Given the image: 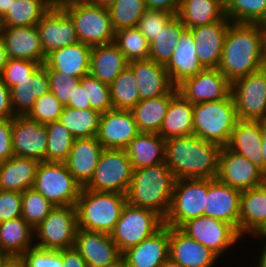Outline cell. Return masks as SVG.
Returning a JSON list of instances; mask_svg holds the SVG:
<instances>
[{"label":"cell","mask_w":266,"mask_h":267,"mask_svg":"<svg viewBox=\"0 0 266 267\" xmlns=\"http://www.w3.org/2000/svg\"><path fill=\"white\" fill-rule=\"evenodd\" d=\"M265 24L231 22L226 33L218 70L232 84L261 70Z\"/></svg>","instance_id":"1"},{"label":"cell","mask_w":266,"mask_h":267,"mask_svg":"<svg viewBox=\"0 0 266 267\" xmlns=\"http://www.w3.org/2000/svg\"><path fill=\"white\" fill-rule=\"evenodd\" d=\"M222 147L192 135L165 140V162L177 179H215Z\"/></svg>","instance_id":"2"},{"label":"cell","mask_w":266,"mask_h":267,"mask_svg":"<svg viewBox=\"0 0 266 267\" xmlns=\"http://www.w3.org/2000/svg\"><path fill=\"white\" fill-rule=\"evenodd\" d=\"M175 181L176 178L166 162L133 169L126 193L127 203L154 211L165 219L171 207Z\"/></svg>","instance_id":"3"},{"label":"cell","mask_w":266,"mask_h":267,"mask_svg":"<svg viewBox=\"0 0 266 267\" xmlns=\"http://www.w3.org/2000/svg\"><path fill=\"white\" fill-rule=\"evenodd\" d=\"M126 202V194L96 192L82 187L75 205L77 227L110 234Z\"/></svg>","instance_id":"4"},{"label":"cell","mask_w":266,"mask_h":267,"mask_svg":"<svg viewBox=\"0 0 266 267\" xmlns=\"http://www.w3.org/2000/svg\"><path fill=\"white\" fill-rule=\"evenodd\" d=\"M238 121L232 94L227 98L193 104V135L226 147Z\"/></svg>","instance_id":"5"},{"label":"cell","mask_w":266,"mask_h":267,"mask_svg":"<svg viewBox=\"0 0 266 267\" xmlns=\"http://www.w3.org/2000/svg\"><path fill=\"white\" fill-rule=\"evenodd\" d=\"M70 17L78 41L91 47L112 43L115 31L107 7L89 0L73 1L60 6Z\"/></svg>","instance_id":"6"},{"label":"cell","mask_w":266,"mask_h":267,"mask_svg":"<svg viewBox=\"0 0 266 267\" xmlns=\"http://www.w3.org/2000/svg\"><path fill=\"white\" fill-rule=\"evenodd\" d=\"M163 226L164 219L158 213L126 202L110 237L123 254L154 235Z\"/></svg>","instance_id":"7"},{"label":"cell","mask_w":266,"mask_h":267,"mask_svg":"<svg viewBox=\"0 0 266 267\" xmlns=\"http://www.w3.org/2000/svg\"><path fill=\"white\" fill-rule=\"evenodd\" d=\"M33 188L54 206H75L82 186L64 162L39 163Z\"/></svg>","instance_id":"8"},{"label":"cell","mask_w":266,"mask_h":267,"mask_svg":"<svg viewBox=\"0 0 266 267\" xmlns=\"http://www.w3.org/2000/svg\"><path fill=\"white\" fill-rule=\"evenodd\" d=\"M75 206H55L34 230V246L48 250L74 247L77 231Z\"/></svg>","instance_id":"9"},{"label":"cell","mask_w":266,"mask_h":267,"mask_svg":"<svg viewBox=\"0 0 266 267\" xmlns=\"http://www.w3.org/2000/svg\"><path fill=\"white\" fill-rule=\"evenodd\" d=\"M132 176L133 167L124 149H104L92 179L84 188L126 194Z\"/></svg>","instance_id":"10"},{"label":"cell","mask_w":266,"mask_h":267,"mask_svg":"<svg viewBox=\"0 0 266 267\" xmlns=\"http://www.w3.org/2000/svg\"><path fill=\"white\" fill-rule=\"evenodd\" d=\"M206 197L207 179H177L164 225L179 228L186 221L204 215Z\"/></svg>","instance_id":"11"},{"label":"cell","mask_w":266,"mask_h":267,"mask_svg":"<svg viewBox=\"0 0 266 267\" xmlns=\"http://www.w3.org/2000/svg\"><path fill=\"white\" fill-rule=\"evenodd\" d=\"M179 229L214 252L221 261L228 250L229 253L236 249L237 243L244 240L231 224L206 215L186 221Z\"/></svg>","instance_id":"12"},{"label":"cell","mask_w":266,"mask_h":267,"mask_svg":"<svg viewBox=\"0 0 266 267\" xmlns=\"http://www.w3.org/2000/svg\"><path fill=\"white\" fill-rule=\"evenodd\" d=\"M238 120L266 119V72L259 70L231 84Z\"/></svg>","instance_id":"13"},{"label":"cell","mask_w":266,"mask_h":267,"mask_svg":"<svg viewBox=\"0 0 266 267\" xmlns=\"http://www.w3.org/2000/svg\"><path fill=\"white\" fill-rule=\"evenodd\" d=\"M217 179L231 188L249 190L266 182V174L249 159L222 147Z\"/></svg>","instance_id":"14"},{"label":"cell","mask_w":266,"mask_h":267,"mask_svg":"<svg viewBox=\"0 0 266 267\" xmlns=\"http://www.w3.org/2000/svg\"><path fill=\"white\" fill-rule=\"evenodd\" d=\"M176 88L191 104L219 101L231 94V83L218 68L204 69L183 80Z\"/></svg>","instance_id":"15"},{"label":"cell","mask_w":266,"mask_h":267,"mask_svg":"<svg viewBox=\"0 0 266 267\" xmlns=\"http://www.w3.org/2000/svg\"><path fill=\"white\" fill-rule=\"evenodd\" d=\"M74 247L85 260L87 267L123 265L122 253L110 234L78 228Z\"/></svg>","instance_id":"16"},{"label":"cell","mask_w":266,"mask_h":267,"mask_svg":"<svg viewBox=\"0 0 266 267\" xmlns=\"http://www.w3.org/2000/svg\"><path fill=\"white\" fill-rule=\"evenodd\" d=\"M12 146L16 157L46 161L47 131L45 124L26 116L12 118Z\"/></svg>","instance_id":"17"},{"label":"cell","mask_w":266,"mask_h":267,"mask_svg":"<svg viewBox=\"0 0 266 267\" xmlns=\"http://www.w3.org/2000/svg\"><path fill=\"white\" fill-rule=\"evenodd\" d=\"M36 27L46 57L55 50L79 42L72 20L60 6H52Z\"/></svg>","instance_id":"18"},{"label":"cell","mask_w":266,"mask_h":267,"mask_svg":"<svg viewBox=\"0 0 266 267\" xmlns=\"http://www.w3.org/2000/svg\"><path fill=\"white\" fill-rule=\"evenodd\" d=\"M138 133L130 110L111 109L101 114L96 137L104 149H125Z\"/></svg>","instance_id":"19"},{"label":"cell","mask_w":266,"mask_h":267,"mask_svg":"<svg viewBox=\"0 0 266 267\" xmlns=\"http://www.w3.org/2000/svg\"><path fill=\"white\" fill-rule=\"evenodd\" d=\"M240 195V190L221 183L217 178L207 179L204 215L231 224L239 234Z\"/></svg>","instance_id":"20"},{"label":"cell","mask_w":266,"mask_h":267,"mask_svg":"<svg viewBox=\"0 0 266 267\" xmlns=\"http://www.w3.org/2000/svg\"><path fill=\"white\" fill-rule=\"evenodd\" d=\"M169 257L182 267H216L220 262L214 252L174 227H169Z\"/></svg>","instance_id":"21"},{"label":"cell","mask_w":266,"mask_h":267,"mask_svg":"<svg viewBox=\"0 0 266 267\" xmlns=\"http://www.w3.org/2000/svg\"><path fill=\"white\" fill-rule=\"evenodd\" d=\"M169 258V227L159 231L122 254L124 267H161Z\"/></svg>","instance_id":"22"},{"label":"cell","mask_w":266,"mask_h":267,"mask_svg":"<svg viewBox=\"0 0 266 267\" xmlns=\"http://www.w3.org/2000/svg\"><path fill=\"white\" fill-rule=\"evenodd\" d=\"M8 59H25L44 64V54L35 26L1 27Z\"/></svg>","instance_id":"23"},{"label":"cell","mask_w":266,"mask_h":267,"mask_svg":"<svg viewBox=\"0 0 266 267\" xmlns=\"http://www.w3.org/2000/svg\"><path fill=\"white\" fill-rule=\"evenodd\" d=\"M231 22L226 17L223 21L191 28L196 42L198 59L205 69L218 68L223 51L224 39Z\"/></svg>","instance_id":"24"},{"label":"cell","mask_w":266,"mask_h":267,"mask_svg":"<svg viewBox=\"0 0 266 267\" xmlns=\"http://www.w3.org/2000/svg\"><path fill=\"white\" fill-rule=\"evenodd\" d=\"M165 68L175 87L205 69L198 59L196 42L191 29L186 28L183 31Z\"/></svg>","instance_id":"25"},{"label":"cell","mask_w":266,"mask_h":267,"mask_svg":"<svg viewBox=\"0 0 266 267\" xmlns=\"http://www.w3.org/2000/svg\"><path fill=\"white\" fill-rule=\"evenodd\" d=\"M128 66L136 78L140 100L166 95L175 87L162 64L148 59L129 62Z\"/></svg>","instance_id":"26"},{"label":"cell","mask_w":266,"mask_h":267,"mask_svg":"<svg viewBox=\"0 0 266 267\" xmlns=\"http://www.w3.org/2000/svg\"><path fill=\"white\" fill-rule=\"evenodd\" d=\"M104 148L97 137L75 139L64 162L75 180L85 187L92 179Z\"/></svg>","instance_id":"27"},{"label":"cell","mask_w":266,"mask_h":267,"mask_svg":"<svg viewBox=\"0 0 266 267\" xmlns=\"http://www.w3.org/2000/svg\"><path fill=\"white\" fill-rule=\"evenodd\" d=\"M266 224V182L241 191L239 235L245 239L255 235Z\"/></svg>","instance_id":"28"},{"label":"cell","mask_w":266,"mask_h":267,"mask_svg":"<svg viewBox=\"0 0 266 267\" xmlns=\"http://www.w3.org/2000/svg\"><path fill=\"white\" fill-rule=\"evenodd\" d=\"M91 46L77 42L53 51L43 64L47 70L63 72L66 77L81 78L89 74Z\"/></svg>","instance_id":"29"},{"label":"cell","mask_w":266,"mask_h":267,"mask_svg":"<svg viewBox=\"0 0 266 267\" xmlns=\"http://www.w3.org/2000/svg\"><path fill=\"white\" fill-rule=\"evenodd\" d=\"M261 144L262 121L238 120L227 147L231 151L249 159L264 172Z\"/></svg>","instance_id":"30"},{"label":"cell","mask_w":266,"mask_h":267,"mask_svg":"<svg viewBox=\"0 0 266 267\" xmlns=\"http://www.w3.org/2000/svg\"><path fill=\"white\" fill-rule=\"evenodd\" d=\"M50 91L47 69L41 64L28 78L10 89L14 116H26L36 99Z\"/></svg>","instance_id":"31"},{"label":"cell","mask_w":266,"mask_h":267,"mask_svg":"<svg viewBox=\"0 0 266 267\" xmlns=\"http://www.w3.org/2000/svg\"><path fill=\"white\" fill-rule=\"evenodd\" d=\"M158 134L164 140L193 135V104L176 87L171 90V102Z\"/></svg>","instance_id":"32"},{"label":"cell","mask_w":266,"mask_h":267,"mask_svg":"<svg viewBox=\"0 0 266 267\" xmlns=\"http://www.w3.org/2000/svg\"><path fill=\"white\" fill-rule=\"evenodd\" d=\"M39 161L12 156L0 163V190L23 193L33 188Z\"/></svg>","instance_id":"33"},{"label":"cell","mask_w":266,"mask_h":267,"mask_svg":"<svg viewBox=\"0 0 266 267\" xmlns=\"http://www.w3.org/2000/svg\"><path fill=\"white\" fill-rule=\"evenodd\" d=\"M124 150L133 169L165 162V140L158 133L139 132Z\"/></svg>","instance_id":"34"},{"label":"cell","mask_w":266,"mask_h":267,"mask_svg":"<svg viewBox=\"0 0 266 267\" xmlns=\"http://www.w3.org/2000/svg\"><path fill=\"white\" fill-rule=\"evenodd\" d=\"M126 66L124 54L113 42L91 48L89 73L99 81L110 85Z\"/></svg>","instance_id":"35"},{"label":"cell","mask_w":266,"mask_h":267,"mask_svg":"<svg viewBox=\"0 0 266 267\" xmlns=\"http://www.w3.org/2000/svg\"><path fill=\"white\" fill-rule=\"evenodd\" d=\"M187 29L223 21L224 4L219 0H180L176 15Z\"/></svg>","instance_id":"36"},{"label":"cell","mask_w":266,"mask_h":267,"mask_svg":"<svg viewBox=\"0 0 266 267\" xmlns=\"http://www.w3.org/2000/svg\"><path fill=\"white\" fill-rule=\"evenodd\" d=\"M34 246V230L18 217L0 223V253L22 256Z\"/></svg>","instance_id":"37"},{"label":"cell","mask_w":266,"mask_h":267,"mask_svg":"<svg viewBox=\"0 0 266 267\" xmlns=\"http://www.w3.org/2000/svg\"><path fill=\"white\" fill-rule=\"evenodd\" d=\"M171 102V91L157 98L140 100L130 111L139 132L159 133Z\"/></svg>","instance_id":"38"},{"label":"cell","mask_w":266,"mask_h":267,"mask_svg":"<svg viewBox=\"0 0 266 267\" xmlns=\"http://www.w3.org/2000/svg\"><path fill=\"white\" fill-rule=\"evenodd\" d=\"M51 7L49 0H14L0 19L1 27L35 26Z\"/></svg>","instance_id":"39"},{"label":"cell","mask_w":266,"mask_h":267,"mask_svg":"<svg viewBox=\"0 0 266 267\" xmlns=\"http://www.w3.org/2000/svg\"><path fill=\"white\" fill-rule=\"evenodd\" d=\"M101 113L93 109H75L64 106L59 121L75 139L97 136Z\"/></svg>","instance_id":"40"},{"label":"cell","mask_w":266,"mask_h":267,"mask_svg":"<svg viewBox=\"0 0 266 267\" xmlns=\"http://www.w3.org/2000/svg\"><path fill=\"white\" fill-rule=\"evenodd\" d=\"M186 29L182 21L175 16L166 27L161 30L155 40L150 43L149 59L166 65L173 54L177 41Z\"/></svg>","instance_id":"41"},{"label":"cell","mask_w":266,"mask_h":267,"mask_svg":"<svg viewBox=\"0 0 266 267\" xmlns=\"http://www.w3.org/2000/svg\"><path fill=\"white\" fill-rule=\"evenodd\" d=\"M110 94L113 109L131 110L140 101L136 78L129 66L110 84Z\"/></svg>","instance_id":"42"},{"label":"cell","mask_w":266,"mask_h":267,"mask_svg":"<svg viewBox=\"0 0 266 267\" xmlns=\"http://www.w3.org/2000/svg\"><path fill=\"white\" fill-rule=\"evenodd\" d=\"M113 43L124 54L128 63L149 59L150 44L137 27L115 31Z\"/></svg>","instance_id":"43"},{"label":"cell","mask_w":266,"mask_h":267,"mask_svg":"<svg viewBox=\"0 0 266 267\" xmlns=\"http://www.w3.org/2000/svg\"><path fill=\"white\" fill-rule=\"evenodd\" d=\"M47 131V162H65L74 143V136L60 121L45 124Z\"/></svg>","instance_id":"44"},{"label":"cell","mask_w":266,"mask_h":267,"mask_svg":"<svg viewBox=\"0 0 266 267\" xmlns=\"http://www.w3.org/2000/svg\"><path fill=\"white\" fill-rule=\"evenodd\" d=\"M226 16L234 23H259L266 25V0H229Z\"/></svg>","instance_id":"45"},{"label":"cell","mask_w":266,"mask_h":267,"mask_svg":"<svg viewBox=\"0 0 266 267\" xmlns=\"http://www.w3.org/2000/svg\"><path fill=\"white\" fill-rule=\"evenodd\" d=\"M146 10L145 0H116L108 7L114 31L137 27L139 19Z\"/></svg>","instance_id":"46"},{"label":"cell","mask_w":266,"mask_h":267,"mask_svg":"<svg viewBox=\"0 0 266 267\" xmlns=\"http://www.w3.org/2000/svg\"><path fill=\"white\" fill-rule=\"evenodd\" d=\"M54 207L53 204L34 188L27 189L22 193L21 217L32 229H35Z\"/></svg>","instance_id":"47"},{"label":"cell","mask_w":266,"mask_h":267,"mask_svg":"<svg viewBox=\"0 0 266 267\" xmlns=\"http://www.w3.org/2000/svg\"><path fill=\"white\" fill-rule=\"evenodd\" d=\"M79 83L86 85L87 104H90V109L96 110L101 114L113 109L110 85L99 81L90 73L81 77Z\"/></svg>","instance_id":"48"},{"label":"cell","mask_w":266,"mask_h":267,"mask_svg":"<svg viewBox=\"0 0 266 267\" xmlns=\"http://www.w3.org/2000/svg\"><path fill=\"white\" fill-rule=\"evenodd\" d=\"M63 109L64 106L54 96V94L49 91L36 99L32 109L26 117L40 124H47L59 121Z\"/></svg>","instance_id":"49"},{"label":"cell","mask_w":266,"mask_h":267,"mask_svg":"<svg viewBox=\"0 0 266 267\" xmlns=\"http://www.w3.org/2000/svg\"><path fill=\"white\" fill-rule=\"evenodd\" d=\"M175 16L165 11L147 9L139 19L137 28L150 44Z\"/></svg>","instance_id":"50"},{"label":"cell","mask_w":266,"mask_h":267,"mask_svg":"<svg viewBox=\"0 0 266 267\" xmlns=\"http://www.w3.org/2000/svg\"><path fill=\"white\" fill-rule=\"evenodd\" d=\"M40 65L32 60L8 59L0 78L11 89L17 85V81L28 78Z\"/></svg>","instance_id":"51"},{"label":"cell","mask_w":266,"mask_h":267,"mask_svg":"<svg viewBox=\"0 0 266 267\" xmlns=\"http://www.w3.org/2000/svg\"><path fill=\"white\" fill-rule=\"evenodd\" d=\"M47 73L50 91L63 106H66L74 93V89L79 84L80 78L66 77L63 72L56 70H47Z\"/></svg>","instance_id":"52"},{"label":"cell","mask_w":266,"mask_h":267,"mask_svg":"<svg viewBox=\"0 0 266 267\" xmlns=\"http://www.w3.org/2000/svg\"><path fill=\"white\" fill-rule=\"evenodd\" d=\"M22 257L26 267H63L62 250H48L33 246Z\"/></svg>","instance_id":"53"},{"label":"cell","mask_w":266,"mask_h":267,"mask_svg":"<svg viewBox=\"0 0 266 267\" xmlns=\"http://www.w3.org/2000/svg\"><path fill=\"white\" fill-rule=\"evenodd\" d=\"M22 193L0 190V223L21 217Z\"/></svg>","instance_id":"54"},{"label":"cell","mask_w":266,"mask_h":267,"mask_svg":"<svg viewBox=\"0 0 266 267\" xmlns=\"http://www.w3.org/2000/svg\"><path fill=\"white\" fill-rule=\"evenodd\" d=\"M12 156V119L0 120V163Z\"/></svg>","instance_id":"55"},{"label":"cell","mask_w":266,"mask_h":267,"mask_svg":"<svg viewBox=\"0 0 266 267\" xmlns=\"http://www.w3.org/2000/svg\"><path fill=\"white\" fill-rule=\"evenodd\" d=\"M14 116L10 89L4 84L0 78V120L12 119Z\"/></svg>","instance_id":"56"},{"label":"cell","mask_w":266,"mask_h":267,"mask_svg":"<svg viewBox=\"0 0 266 267\" xmlns=\"http://www.w3.org/2000/svg\"><path fill=\"white\" fill-rule=\"evenodd\" d=\"M63 267H87L85 260L75 247L62 250Z\"/></svg>","instance_id":"57"},{"label":"cell","mask_w":266,"mask_h":267,"mask_svg":"<svg viewBox=\"0 0 266 267\" xmlns=\"http://www.w3.org/2000/svg\"><path fill=\"white\" fill-rule=\"evenodd\" d=\"M66 106L81 110L90 109V104H87L86 85H81L80 83L77 85Z\"/></svg>","instance_id":"58"},{"label":"cell","mask_w":266,"mask_h":267,"mask_svg":"<svg viewBox=\"0 0 266 267\" xmlns=\"http://www.w3.org/2000/svg\"><path fill=\"white\" fill-rule=\"evenodd\" d=\"M180 0H145L147 9L161 10L177 15Z\"/></svg>","instance_id":"59"},{"label":"cell","mask_w":266,"mask_h":267,"mask_svg":"<svg viewBox=\"0 0 266 267\" xmlns=\"http://www.w3.org/2000/svg\"><path fill=\"white\" fill-rule=\"evenodd\" d=\"M252 238H253L252 241H255L256 238L261 240V242L263 240V245H262V243H258V244H261V246H262L261 249L258 250L259 256L252 258V259L256 260V262H257V263L254 262L255 263L254 267H266V242H264V240H266V238L265 239H264V237H252Z\"/></svg>","instance_id":"60"},{"label":"cell","mask_w":266,"mask_h":267,"mask_svg":"<svg viewBox=\"0 0 266 267\" xmlns=\"http://www.w3.org/2000/svg\"><path fill=\"white\" fill-rule=\"evenodd\" d=\"M0 267H26L22 256H6Z\"/></svg>","instance_id":"61"},{"label":"cell","mask_w":266,"mask_h":267,"mask_svg":"<svg viewBox=\"0 0 266 267\" xmlns=\"http://www.w3.org/2000/svg\"><path fill=\"white\" fill-rule=\"evenodd\" d=\"M8 61V55L5 48V43L2 34L0 33V76Z\"/></svg>","instance_id":"62"},{"label":"cell","mask_w":266,"mask_h":267,"mask_svg":"<svg viewBox=\"0 0 266 267\" xmlns=\"http://www.w3.org/2000/svg\"><path fill=\"white\" fill-rule=\"evenodd\" d=\"M262 154L264 158V173L266 174V119L262 121Z\"/></svg>","instance_id":"63"},{"label":"cell","mask_w":266,"mask_h":267,"mask_svg":"<svg viewBox=\"0 0 266 267\" xmlns=\"http://www.w3.org/2000/svg\"><path fill=\"white\" fill-rule=\"evenodd\" d=\"M14 0H0V19L6 14Z\"/></svg>","instance_id":"64"},{"label":"cell","mask_w":266,"mask_h":267,"mask_svg":"<svg viewBox=\"0 0 266 267\" xmlns=\"http://www.w3.org/2000/svg\"><path fill=\"white\" fill-rule=\"evenodd\" d=\"M261 70L266 72V31L262 41V60H261Z\"/></svg>","instance_id":"65"},{"label":"cell","mask_w":266,"mask_h":267,"mask_svg":"<svg viewBox=\"0 0 266 267\" xmlns=\"http://www.w3.org/2000/svg\"><path fill=\"white\" fill-rule=\"evenodd\" d=\"M92 4L98 5L101 7H109L112 5L116 0H89Z\"/></svg>","instance_id":"66"},{"label":"cell","mask_w":266,"mask_h":267,"mask_svg":"<svg viewBox=\"0 0 266 267\" xmlns=\"http://www.w3.org/2000/svg\"><path fill=\"white\" fill-rule=\"evenodd\" d=\"M161 267H182L179 263L173 261L170 257L162 264Z\"/></svg>","instance_id":"67"},{"label":"cell","mask_w":266,"mask_h":267,"mask_svg":"<svg viewBox=\"0 0 266 267\" xmlns=\"http://www.w3.org/2000/svg\"><path fill=\"white\" fill-rule=\"evenodd\" d=\"M52 6H61L63 4L73 2V1H81V0H49Z\"/></svg>","instance_id":"68"},{"label":"cell","mask_w":266,"mask_h":267,"mask_svg":"<svg viewBox=\"0 0 266 267\" xmlns=\"http://www.w3.org/2000/svg\"><path fill=\"white\" fill-rule=\"evenodd\" d=\"M251 237H264L266 238V224L253 236Z\"/></svg>","instance_id":"69"},{"label":"cell","mask_w":266,"mask_h":267,"mask_svg":"<svg viewBox=\"0 0 266 267\" xmlns=\"http://www.w3.org/2000/svg\"><path fill=\"white\" fill-rule=\"evenodd\" d=\"M6 256H7L6 254L0 253V266H1L3 260L5 259Z\"/></svg>","instance_id":"70"},{"label":"cell","mask_w":266,"mask_h":267,"mask_svg":"<svg viewBox=\"0 0 266 267\" xmlns=\"http://www.w3.org/2000/svg\"><path fill=\"white\" fill-rule=\"evenodd\" d=\"M219 1L225 5L229 0H219Z\"/></svg>","instance_id":"71"},{"label":"cell","mask_w":266,"mask_h":267,"mask_svg":"<svg viewBox=\"0 0 266 267\" xmlns=\"http://www.w3.org/2000/svg\"><path fill=\"white\" fill-rule=\"evenodd\" d=\"M113 267H124L123 265H116V266H113Z\"/></svg>","instance_id":"72"}]
</instances>
